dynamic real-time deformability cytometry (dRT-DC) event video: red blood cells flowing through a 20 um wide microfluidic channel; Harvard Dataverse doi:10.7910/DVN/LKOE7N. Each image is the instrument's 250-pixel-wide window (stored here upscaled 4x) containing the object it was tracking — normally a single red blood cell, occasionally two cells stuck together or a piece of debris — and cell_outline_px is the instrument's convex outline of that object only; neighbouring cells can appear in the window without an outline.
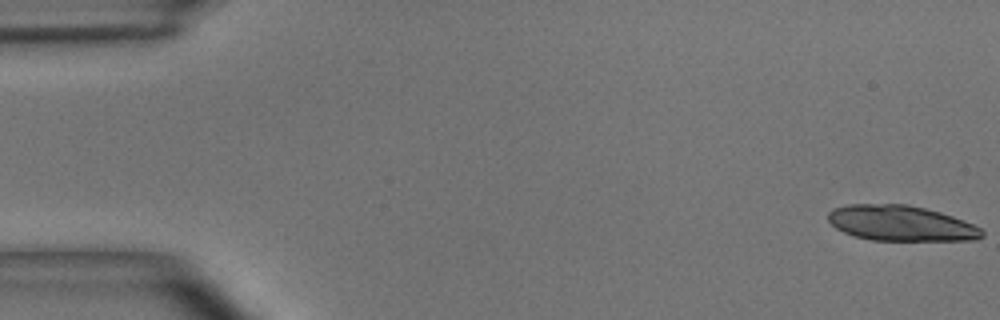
{"species": "common noctule bat (a hibernating species)", "species_latin": "Nyctalus noctula", "temperature_condition": "room temperature", "stored_images_in_passage": 19, "camera_frame_rate_fps": 3000, "um_per_image_px": 0.085, "animal": {"sex": "male", "body_mass_g": 15.6}, "frame": {"image": 1, "passage_image": 1, "time_ms": 0.0, "image_size_px": [1000, 320], "cell_outline_px": [[984, 236], [976, 240], [872, 240], [852, 236], [836, 228], [828, 220], [828, 212], [832, 208], [848, 204], [908, 204], [940, 212], [964, 220], [980, 228], [984, 232]], "centroid_in_image_um": [76.56, 18.97], "position_along_channel_um": 8.4, "area_um2": 31.85}}